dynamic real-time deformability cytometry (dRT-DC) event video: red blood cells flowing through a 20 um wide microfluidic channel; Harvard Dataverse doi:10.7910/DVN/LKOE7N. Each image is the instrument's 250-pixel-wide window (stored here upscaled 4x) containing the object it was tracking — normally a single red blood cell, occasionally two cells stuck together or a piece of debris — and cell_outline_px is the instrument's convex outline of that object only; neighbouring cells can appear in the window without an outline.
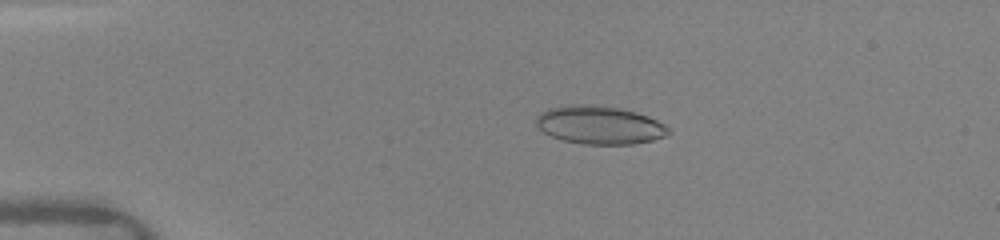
{"species": "human", "species_latin": "Homo sapiens", "temperature_condition": "warm", "stored_images_in_passage": 24, "camera_frame_rate_fps": 3000, "um_per_image_px": 0.085, "donor": {"sex": "female"}, "frame": {"image": 1, "passage_image": 3, "time_ms": 1.333, "image_size_px": [1000, 240], "cell_outline_px": [[672, 132], [664, 136], [652, 140], [632, 144], [584, 144], [564, 140], [552, 136], [544, 132], [536, 124], [536, 116], [540, 112], [548, 108], [568, 104], [592, 104], [620, 108], [636, 112], [648, 116], [664, 124]], "centroid_in_image_um": [50.94, 10.61], "position_along_channel_um": 34.1, "area_um2": 29.48}}
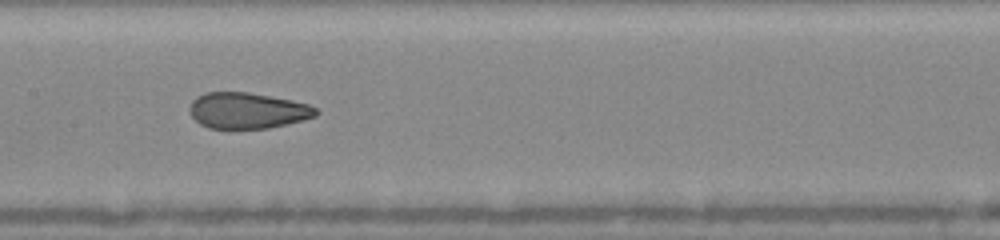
{"frame": {"image": 2, "passage_image": 11, "time_ms": 6.333, "image_size_px": [1000, 240], "cell_outline_px": [[320, 112], [316, 116], [268, 128], [208, 128], [200, 124], [192, 116], [188, 108], [192, 100], [196, 96], [204, 92], [248, 92], [292, 100], [308, 104], [316, 108]], "centroid_in_image_um": [21.0, 9.38], "position_along_channel_um": 186.4, "area_um2": 26.41}}
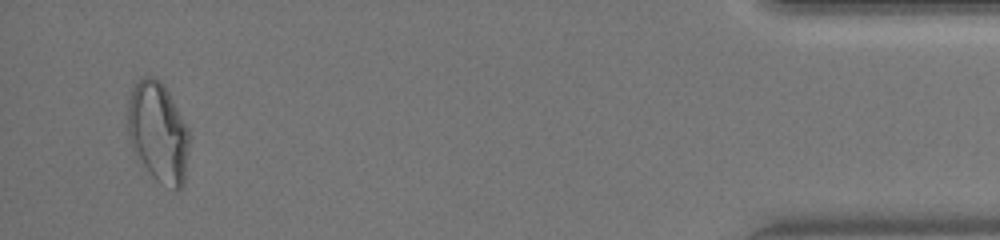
{"frame": {"image": 3, "passage_image": 23, "time_ms": 13.667, "image_size_px": [1000, 240], "cell_outline_px": [[188, 152], [184, 184], [176, 192], [160, 184], [152, 176], [132, 148], [128, 132], [128, 100], [132, 88], [140, 76], [156, 76], [164, 84], [188, 128]], "centroid_in_image_um": [13.44, 11.23], "position_along_channel_um": 421.8, "area_um2": 36.07}, "authors_computed_cell_mechanics": {"area_um2": 29.3624, "velocity_mm_per_s": 4.1238, "shape_relaxation_time_tau1_ms": null, "shape_relaxation_time_tau2_ms": 0.9023, "deformation_change_tau1": null, "deformation_change_tau2": 0.0528}}